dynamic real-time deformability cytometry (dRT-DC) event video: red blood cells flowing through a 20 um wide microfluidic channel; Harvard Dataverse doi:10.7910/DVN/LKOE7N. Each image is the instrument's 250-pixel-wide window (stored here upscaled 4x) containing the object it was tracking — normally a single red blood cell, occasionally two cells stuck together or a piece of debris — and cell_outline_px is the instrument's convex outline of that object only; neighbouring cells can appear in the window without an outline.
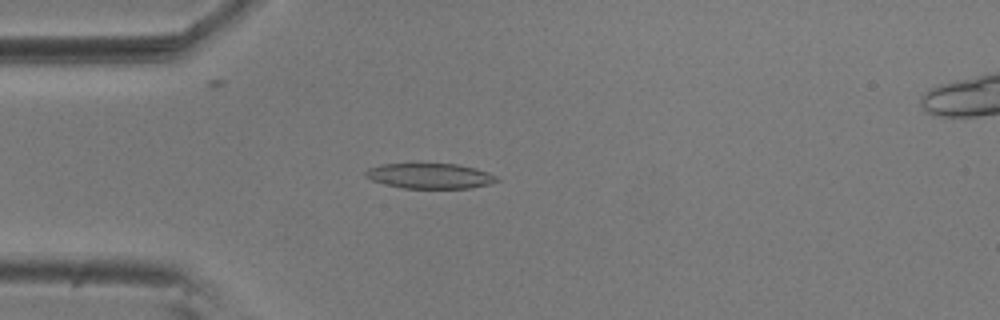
{"species": "common noctule bat (a hibernating species)", "species_latin": "Nyctalus noctula", "temperature_condition": "room temperature", "stored_images_in_passage": 55, "camera_frame_rate_fps": 3000, "um_per_image_px": 0.085, "animal": {"sex": "male", "body_mass_g": 20.5, "forearm_length_mm": 52.5}, "frame": {"image": 1, "passage_image": 14, "time_ms": 4.333, "image_size_px": [1000, 320], "cell_outline_px": [[500, 180], [488, 184], [468, 188], [404, 188], [384, 184], [372, 180], [364, 176], [364, 172], [368, 168], [380, 164], [456, 164], [476, 168], [488, 172], [496, 176]], "centroid_in_image_um": [36.52, 14.95], "position_along_channel_um": 48.5, "area_um2": 19.25}}
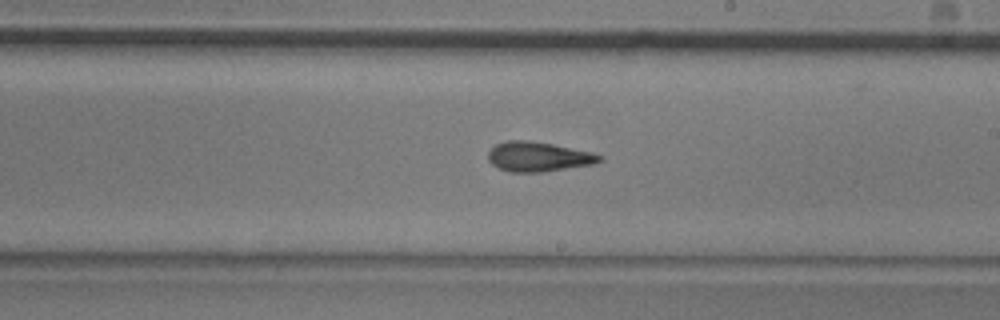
{"frame": {"image": 2, "passage_image": 31, "time_ms": 10.0, "image_size_px": [1000, 320], "cell_outline_px": [[604, 160], [596, 164], [544, 172], [512, 172], [500, 168], [492, 164], [488, 160], [488, 152], [496, 144], [504, 140], [528, 140], [552, 144], [592, 152], [604, 156]], "centroid_in_image_um": [45.8, 13.32], "position_along_channel_um": 243.2, "area_um2": 19.48}}
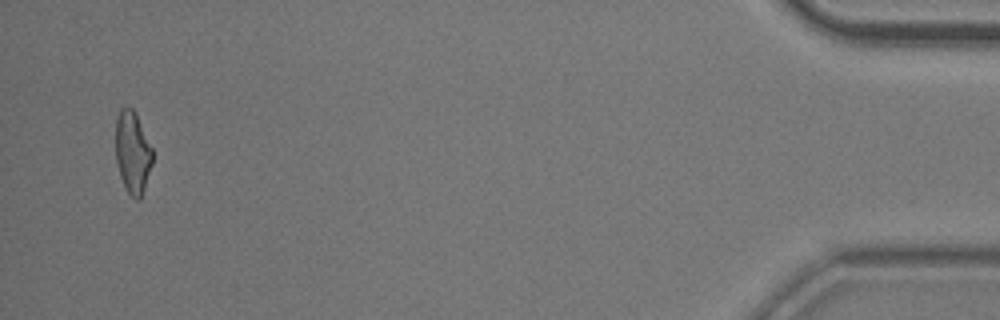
{"frame": {"image": 3, "passage_image": 53, "time_ms": 17.333, "image_size_px": [1000, 320], "cell_outline_px": [[152, 164], [140, 200], [136, 200], [128, 192], [120, 176], [116, 160], [116, 120], [120, 108], [132, 108], [152, 148]], "centroid_in_image_um": [11.26, 12.97], "position_along_channel_um": 423.9, "area_um2": 17.22}}